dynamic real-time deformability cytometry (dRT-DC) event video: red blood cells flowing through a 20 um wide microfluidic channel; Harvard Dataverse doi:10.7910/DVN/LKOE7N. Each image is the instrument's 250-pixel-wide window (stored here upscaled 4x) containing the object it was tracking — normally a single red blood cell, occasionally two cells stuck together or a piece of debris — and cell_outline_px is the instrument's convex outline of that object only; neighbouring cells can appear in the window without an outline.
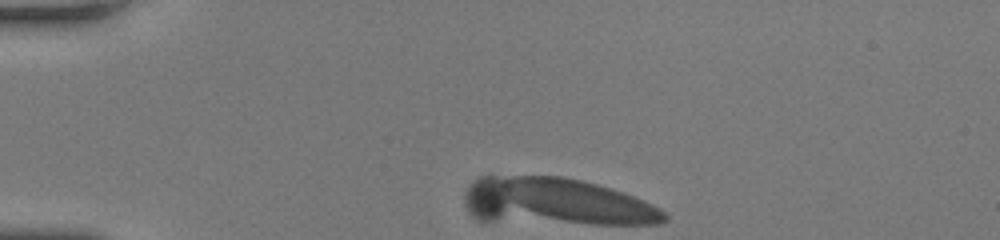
{"species": "human", "species_latin": "Homo sapiens", "temperature_condition": "room temperature", "stored_images_in_passage": 51, "camera_frame_rate_fps": 3000, "um_per_image_px": 0.085, "donor": {"sex": "female"}, "frame": {"image": 1, "passage_image": 1, "time_ms": 0.0, "image_size_px": [1000, 240], "cell_outline_px": [[668, 220], [660, 224], [588, 224], [476, 220], [468, 212], [464, 204], [464, 196], [472, 180], [480, 176], [560, 176], [580, 180], [612, 188], [624, 192], [652, 204], [660, 208], [668, 216]], "centroid_in_image_um": [47.24, 17.16], "position_along_channel_um": 37.8, "area_um2": 55.66}}
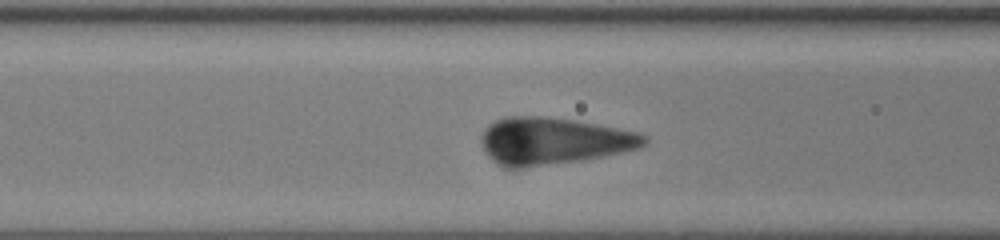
{"frame": {"image": 2, "passage_image": 13, "time_ms": 4.0, "image_size_px": [1000, 240], "cell_outline_px": [[648, 140], [640, 148], [584, 160], [524, 168], [504, 168], [496, 164], [484, 152], [480, 140], [480, 136], [484, 128], [488, 124], [504, 116], [544, 116], [576, 120], [636, 132], [648, 136]], "centroid_in_image_um": [46.96, 11.99], "position_along_channel_um": 119.6, "area_um2": 45.14}}
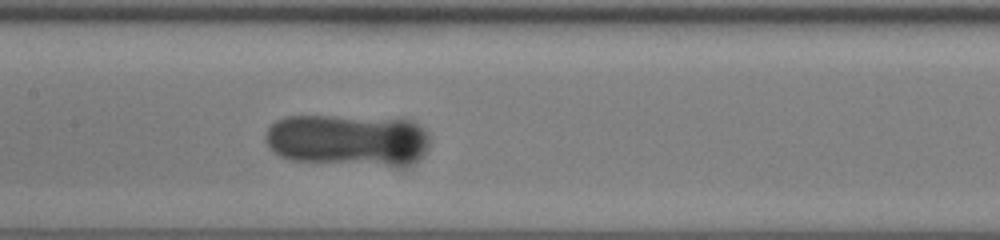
{"frame": {"image": 3, "passage_image": 18, "time_ms": 5.667, "image_size_px": [1000, 240], "cell_outline_px": [[428, 148], [424, 156], [412, 164], [400, 168], [396, 168], [288, 160], [280, 156], [264, 140], [268, 128], [276, 120], [284, 116], [332, 116], [412, 120], [424, 128], [428, 136]], "centroid_in_image_um": [29.63, 11.94], "position_along_channel_um": 177.8, "area_um2": 50.86}}